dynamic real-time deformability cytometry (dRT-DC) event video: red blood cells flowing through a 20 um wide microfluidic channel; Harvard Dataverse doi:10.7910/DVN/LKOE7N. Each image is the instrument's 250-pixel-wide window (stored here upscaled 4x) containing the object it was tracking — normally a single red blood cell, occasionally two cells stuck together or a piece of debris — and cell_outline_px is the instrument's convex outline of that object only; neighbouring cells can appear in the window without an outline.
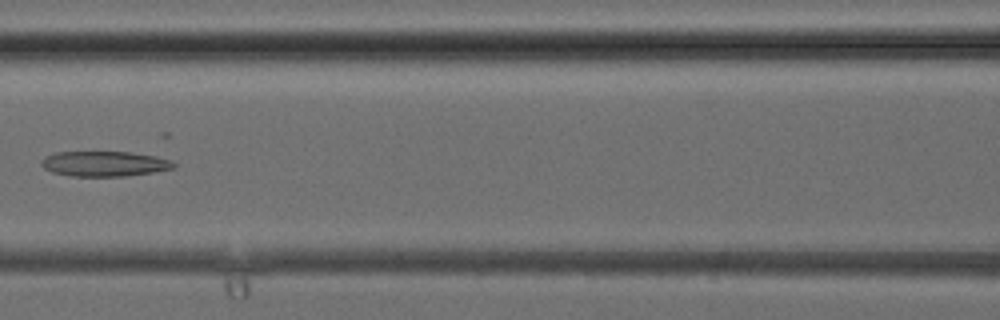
{"species": "common noctule bat (a hibernating species)", "species_latin": "Nyctalus noctula", "temperature_condition": "cold", "stored_images_in_passage": 32, "camera_frame_rate_fps": 3000, "um_per_image_px": 0.085, "animal": {"sex": "female", "body_mass_g": 24.6, "forearm_length_mm": 56.2}, "frame": {"image": 1, "passage_image": 11, "time_ms": 3.333, "image_size_px": [1000, 320], "cell_outline_px": [[176, 168], [152, 172], [124, 176], [72, 176], [52, 172], [44, 168], [40, 164], [40, 160], [44, 156], [56, 152], [128, 152], [156, 156], [172, 160], [176, 164]], "centroid_in_image_um": [8.87, 13.91], "position_along_channel_um": 157.7, "area_um2": 19.48}}
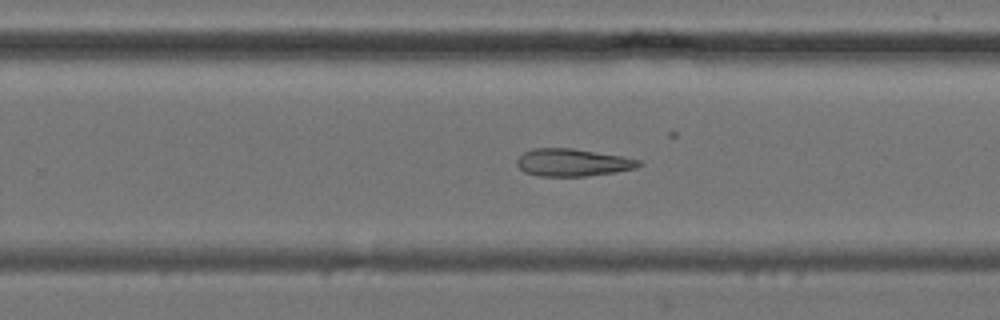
{"frame": {"image": 2, "passage_image": 18, "time_ms": 5.667, "image_size_px": [1000, 320], "cell_outline_px": [[644, 164], [636, 168], [616, 172], [588, 176], [540, 176], [524, 172], [516, 164], [516, 160], [524, 152], [532, 148], [572, 148], [624, 156], [640, 160]], "centroid_in_image_um": [48.7, 13.81], "position_along_channel_um": 281.1, "area_um2": 19.71}}
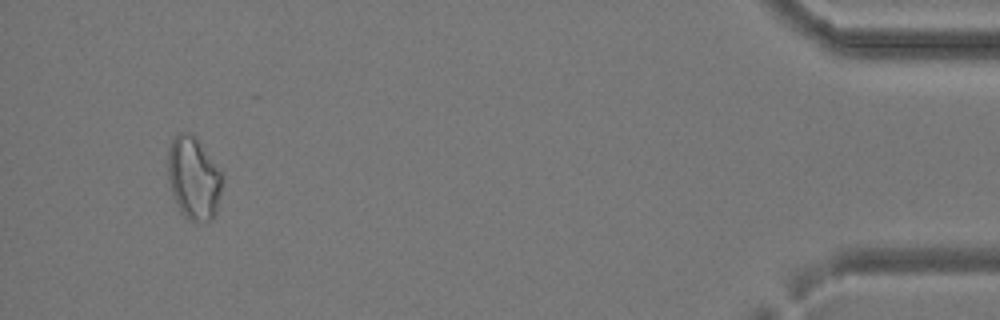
{"frame": {"image": 3, "passage_image": 30, "time_ms": 9.667, "image_size_px": [1000, 320], "cell_outline_px": [[224, 176], [216, 212], [212, 220], [188, 220], [180, 212], [176, 204], [168, 180], [168, 148], [172, 140], [180, 132], [188, 132], [196, 136]], "centroid_in_image_um": [16.46, 15.13], "position_along_channel_um": 418.7, "area_um2": 26.24}}